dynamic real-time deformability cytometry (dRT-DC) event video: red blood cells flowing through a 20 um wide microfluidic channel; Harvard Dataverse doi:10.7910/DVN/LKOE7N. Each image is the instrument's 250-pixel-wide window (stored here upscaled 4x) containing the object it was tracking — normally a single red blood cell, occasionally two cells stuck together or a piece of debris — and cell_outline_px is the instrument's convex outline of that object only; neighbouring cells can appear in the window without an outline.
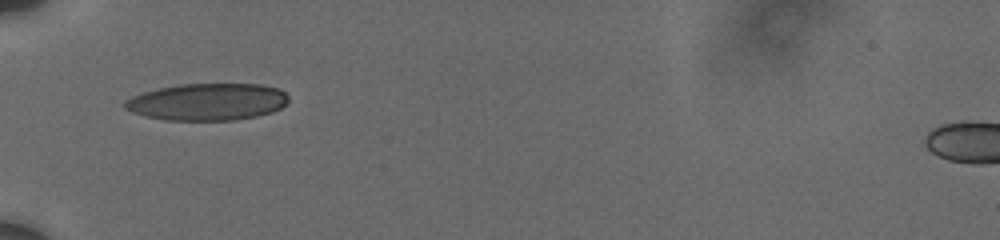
{"species": "human", "species_latin": "Homo sapiens", "temperature_condition": "cold", "stored_images_in_passage": 5, "camera_frame_rate_fps": 3000, "um_per_image_px": 0.085, "donor": {"sex": "male"}, "frame": {"image": 1, "passage_image": 1, "time_ms": 0.0, "image_size_px": [1000, 240], "cell_outline_px": [[288, 100], [280, 108], [272, 112], [256, 116], [232, 120], [168, 120], [144, 116], [132, 112], [124, 108], [124, 100], [132, 96], [144, 92], [160, 88], [180, 84], [260, 84], [280, 88], [288, 96]], "centroid_in_image_um": [17.62, 8.65], "position_along_channel_um": 67.4, "area_um2": 35.26}}
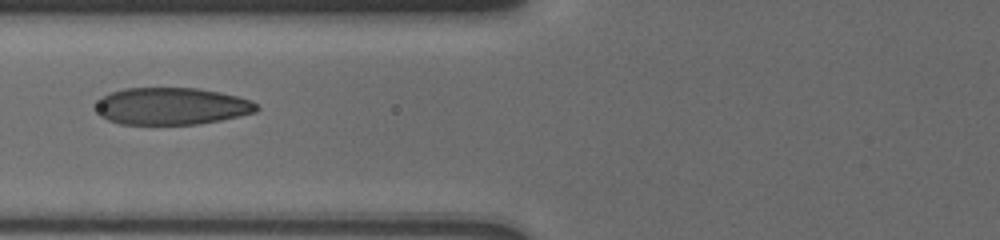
{"frame": {"image": 2, "passage_image": 4, "time_ms": 1.333, "image_size_px": [1000, 240], "cell_outline_px": [[260, 108], [256, 112], [220, 120], [196, 124], [120, 124], [108, 120], [100, 116], [96, 112], [96, 104], [100, 96], [124, 88], [200, 88], [220, 92], [252, 100]], "centroid_in_image_um": [14.56, 9.02], "position_along_channel_um": 111.2, "area_um2": 34.91}}